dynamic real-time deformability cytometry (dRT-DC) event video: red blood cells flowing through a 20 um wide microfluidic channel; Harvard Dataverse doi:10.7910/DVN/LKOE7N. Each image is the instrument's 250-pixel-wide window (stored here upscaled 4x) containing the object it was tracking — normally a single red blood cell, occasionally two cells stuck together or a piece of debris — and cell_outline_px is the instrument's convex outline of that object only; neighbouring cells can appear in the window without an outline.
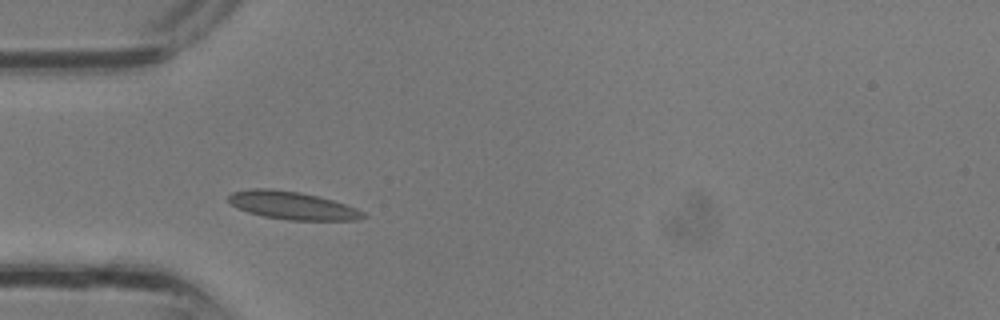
{"species": "common noctule bat (a hibernating species)", "species_latin": "Nyctalus noctula", "temperature_condition": "room temperature", "stored_images_in_passage": 29, "camera_frame_rate_fps": 3000, "um_per_image_px": 0.085, "animal": {"sex": "male", "body_mass_g": 13.3}, "frame": {"image": 1, "passage_image": 5, "time_ms": 1.333, "image_size_px": [1000, 320], "cell_outline_px": [[368, 216], [360, 220], [288, 220], [264, 216], [248, 212], [236, 208], [228, 200], [228, 196], [232, 192], [252, 188], [268, 188], [300, 192], [332, 200], [356, 208], [364, 212]], "centroid_in_image_um": [24.85, 17.47], "position_along_channel_um": 60.2, "area_um2": 21.85}}
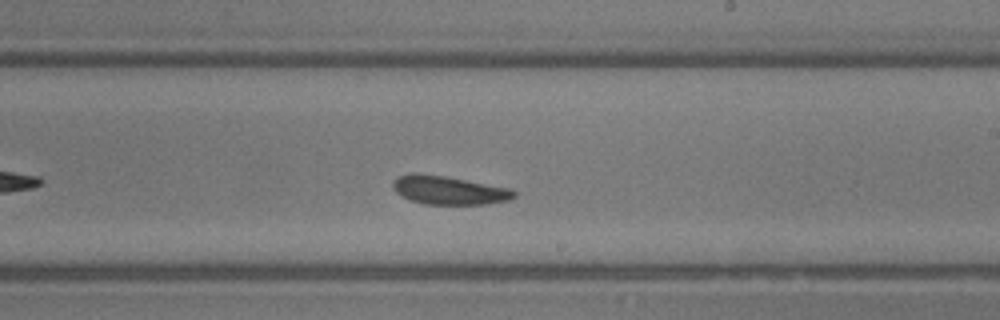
{"frame": {"image": 2, "passage_image": 15, "time_ms": 4.667, "image_size_px": [1000, 320], "cell_outline_px": [[516, 196], [508, 200], [488, 204], [424, 204], [412, 200], [396, 192], [392, 188], [392, 184], [400, 176], [412, 172], [416, 172], [444, 176], [512, 188], [516, 192]], "centroid_in_image_um": [38.19, 16.16], "position_along_channel_um": 250.8, "area_um2": 20.06}}
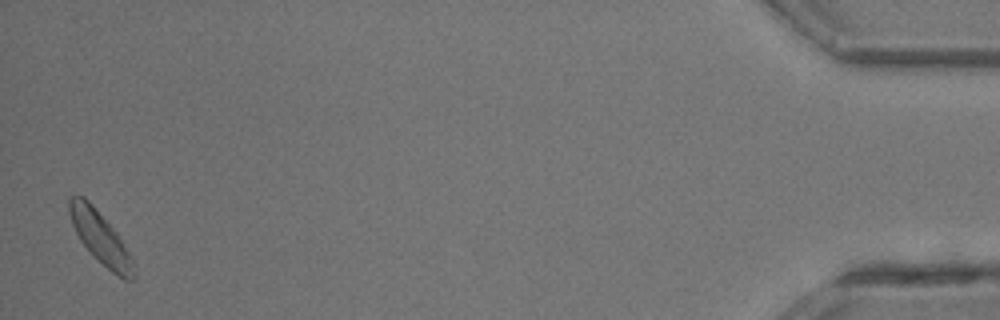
{"frame": {"image": 3, "passage_image": 29, "time_ms": 9.333, "image_size_px": [1000, 320], "cell_outline_px": [[136, 276], [132, 280], [124, 280], [112, 272], [80, 240], [72, 224], [68, 212], [68, 196], [84, 196], [92, 204], [116, 232], [128, 252], [132, 260], [136, 272]], "centroid_in_image_um": [8.52, 20.18], "position_along_channel_um": 426.7, "area_um2": 18.96}}